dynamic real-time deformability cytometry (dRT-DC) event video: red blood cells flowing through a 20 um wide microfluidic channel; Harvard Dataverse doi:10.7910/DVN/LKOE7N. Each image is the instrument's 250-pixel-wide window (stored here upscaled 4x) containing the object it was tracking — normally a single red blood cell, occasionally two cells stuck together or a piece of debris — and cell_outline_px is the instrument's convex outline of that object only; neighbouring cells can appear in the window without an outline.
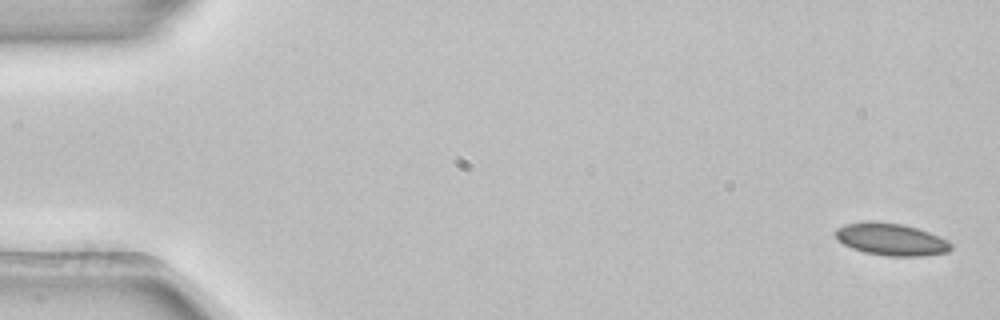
{"species": "common noctule bat (a hibernating species)", "species_latin": "Nyctalus noctula", "temperature_condition": "room temperature", "stored_images_in_passage": 4, "camera_frame_rate_fps": 3000, "um_per_image_px": 0.085, "animal": {"sex": "female", "body_mass_g": 22.7, "forearm_length_mm": 54.2}, "frame": {"image": 1, "passage_image": 1, "time_ms": 0.0, "image_size_px": [1000, 320], "cell_outline_px": [[952, 248], [948, 252], [924, 256], [888, 256], [864, 252], [852, 248], [844, 244], [836, 236], [836, 228], [844, 224], [864, 220], [872, 220], [900, 224], [916, 228], [940, 236], [948, 240], [952, 244]], "centroid_in_image_um": [75.75, 20.33], "position_along_channel_um": 9.2, "area_um2": 21.79}}
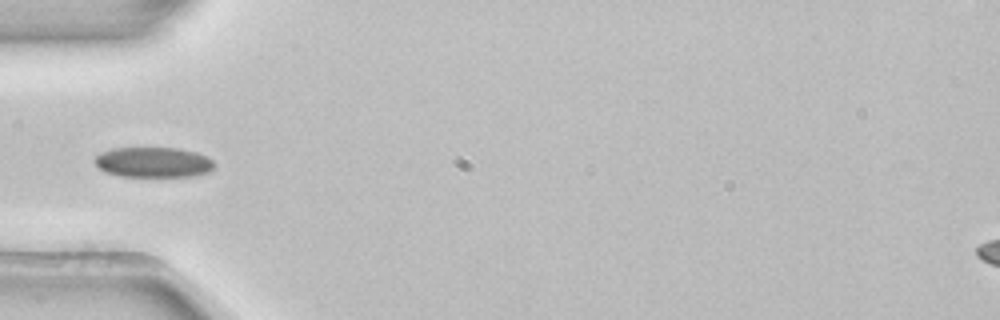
{"frame": {"image": 2, "passage_image": 4, "time_ms": 1.0, "image_size_px": [1000, 320], "cell_outline_px": [[216, 164], [208, 172], [192, 176], [120, 176], [104, 172], [96, 164], [96, 156], [100, 152], [112, 148], [180, 148], [196, 152], [212, 160]], "centroid_in_image_um": [13.02, 13.79], "position_along_channel_um": 72.0, "area_um2": 20.98}}